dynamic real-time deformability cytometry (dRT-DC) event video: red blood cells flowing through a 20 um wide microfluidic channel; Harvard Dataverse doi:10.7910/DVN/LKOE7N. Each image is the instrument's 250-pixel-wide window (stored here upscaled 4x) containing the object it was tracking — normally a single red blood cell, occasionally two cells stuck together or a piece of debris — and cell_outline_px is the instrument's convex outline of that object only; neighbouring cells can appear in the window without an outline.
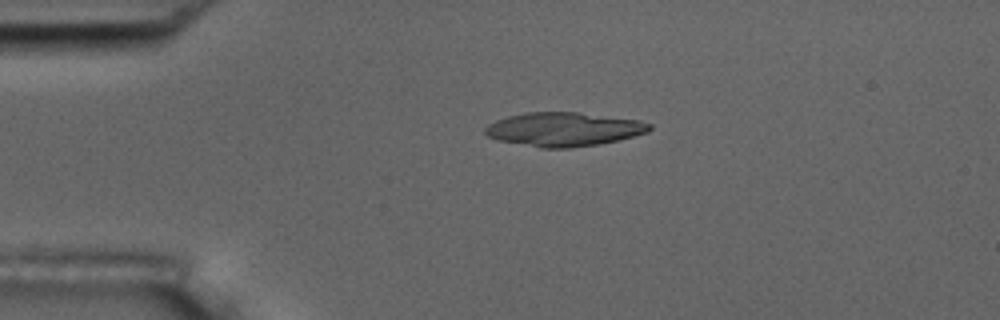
{"species": "common noctule bat (a hibernating species)", "species_latin": "Nyctalus noctula", "temperature_condition": "room temperature", "stored_images_in_passage": 6, "camera_frame_rate_fps": 3000, "um_per_image_px": 0.085, "animal": {"sex": "male", "body_mass_g": 17.5, "forearm_length_mm": 52.3}, "frame": {"image": 1, "passage_image": 2, "time_ms": 0.333, "image_size_px": [1000, 320], "cell_outline_px": [[652, 128], [648, 132], [600, 144], [572, 148], [540, 148], [500, 140], [488, 136], [484, 132], [484, 128], [488, 124], [496, 120], [508, 116], [524, 112], [576, 112], [640, 120], [652, 124]], "centroid_in_image_um": [47.92, 10.99], "position_along_channel_um": 37.1, "area_um2": 32.43}}